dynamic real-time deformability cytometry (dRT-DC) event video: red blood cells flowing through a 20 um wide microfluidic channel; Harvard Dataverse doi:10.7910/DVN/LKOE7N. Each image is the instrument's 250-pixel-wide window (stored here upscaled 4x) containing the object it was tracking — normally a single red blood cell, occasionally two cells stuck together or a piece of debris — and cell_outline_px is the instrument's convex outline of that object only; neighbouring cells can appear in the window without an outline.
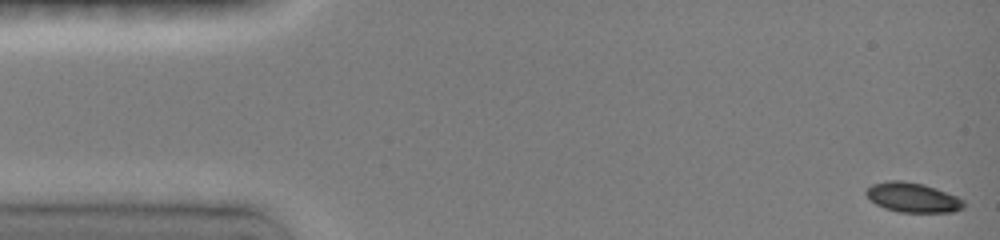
{"species": "common noctule bat (a hibernating species)", "species_latin": "Nyctalus noctula", "temperature_condition": "room temperature", "stored_images_in_passage": 18, "camera_frame_rate_fps": 3000, "um_per_image_px": 0.085, "animal": {"sex": "female", "body_mass_g": 19.0, "forearm_length_mm": 51.5}, "frame": {"image": 1, "passage_image": 1, "time_ms": 0.0, "image_size_px": [1000, 240], "cell_outline_px": [[964, 208], [952, 212], [900, 212], [884, 208], [876, 204], [864, 192], [872, 184], [888, 180], [900, 180], [924, 184], [936, 188], [956, 196], [964, 200]], "centroid_in_image_um": [77.59, 16.78], "position_along_channel_um": 7.4, "area_um2": 16.82}}